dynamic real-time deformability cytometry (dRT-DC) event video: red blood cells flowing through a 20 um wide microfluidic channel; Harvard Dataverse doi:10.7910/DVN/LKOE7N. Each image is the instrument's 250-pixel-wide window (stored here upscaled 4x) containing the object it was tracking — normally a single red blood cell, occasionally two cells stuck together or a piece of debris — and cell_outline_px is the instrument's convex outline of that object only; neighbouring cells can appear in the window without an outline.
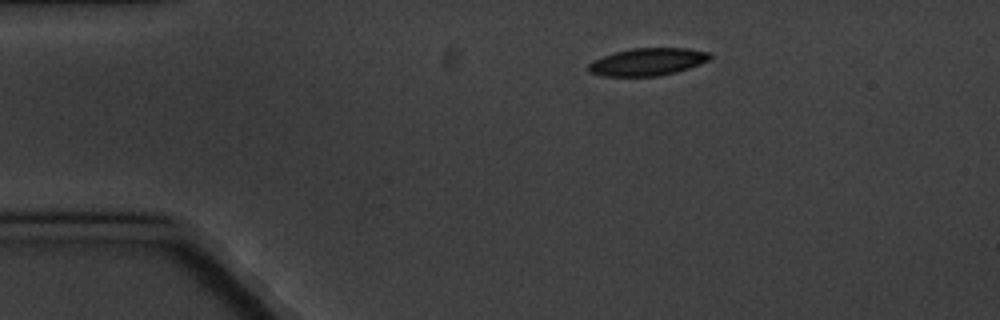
{"species": "common noctule bat (a hibernating species)", "species_latin": "Nyctalus noctula", "temperature_condition": "cold", "stored_images_in_passage": 4, "camera_frame_rate_fps": 3000, "um_per_image_px": 0.085, "animal": {"sex": "male", "body_mass_g": 20.1, "forearm_length_mm": 53.5}, "frame": {"image": 1, "passage_image": 1, "time_ms": 0.0, "image_size_px": [1000, 320], "cell_outline_px": [[712, 56], [708, 60], [688, 68], [676, 72], [660, 76], [604, 76], [588, 72], [588, 64], [592, 60], [616, 52], [632, 48], [688, 48], [712, 52]], "centroid_in_image_um": [55.05, 5.25], "position_along_channel_um": 30.0, "area_um2": 19.48}}
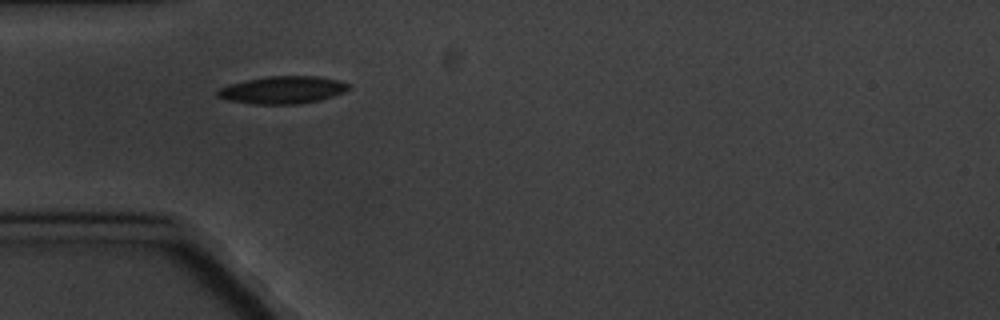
{"frame": {"image": 2, "passage_image": 3, "time_ms": 2.333, "image_size_px": [1000, 320], "cell_outline_px": [[348, 88], [344, 92], [320, 100], [300, 104], [252, 104], [228, 100], [216, 96], [216, 92], [220, 88], [228, 84], [268, 76], [316, 76], [336, 80], [348, 84]], "centroid_in_image_um": [23.98, 7.65], "position_along_channel_um": 61.0, "area_um2": 20.81}}